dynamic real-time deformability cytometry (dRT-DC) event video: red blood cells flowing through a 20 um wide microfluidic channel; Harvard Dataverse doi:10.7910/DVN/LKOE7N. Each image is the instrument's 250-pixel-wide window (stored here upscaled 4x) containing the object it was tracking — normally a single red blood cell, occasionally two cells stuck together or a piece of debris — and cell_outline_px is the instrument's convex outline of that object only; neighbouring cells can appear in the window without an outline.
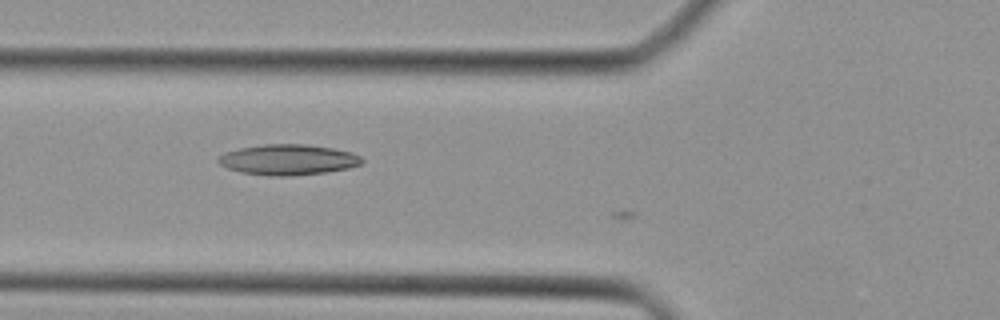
{"species": "Egyptian fruit bat (a non-hibernating species)", "species_latin": "Rousettus aegyptiacus", "temperature_condition": "cold", "stored_images_in_passage": 6, "camera_frame_rate_fps": 3000, "um_per_image_px": 0.085, "animal": {"sex": "female"}, "frame": {"image": 1, "passage_image": 5, "time_ms": 1.333, "image_size_px": [1000, 320], "cell_outline_px": [[364, 160], [360, 164], [348, 168], [324, 172], [288, 176], [272, 176], [240, 172], [228, 168], [220, 164], [216, 160], [224, 152], [240, 148], [264, 144], [308, 144], [332, 148], [352, 152], [360, 156]], "centroid_in_image_um": [24.48, 13.56], "position_along_channel_um": 101.3, "area_um2": 25.49}}